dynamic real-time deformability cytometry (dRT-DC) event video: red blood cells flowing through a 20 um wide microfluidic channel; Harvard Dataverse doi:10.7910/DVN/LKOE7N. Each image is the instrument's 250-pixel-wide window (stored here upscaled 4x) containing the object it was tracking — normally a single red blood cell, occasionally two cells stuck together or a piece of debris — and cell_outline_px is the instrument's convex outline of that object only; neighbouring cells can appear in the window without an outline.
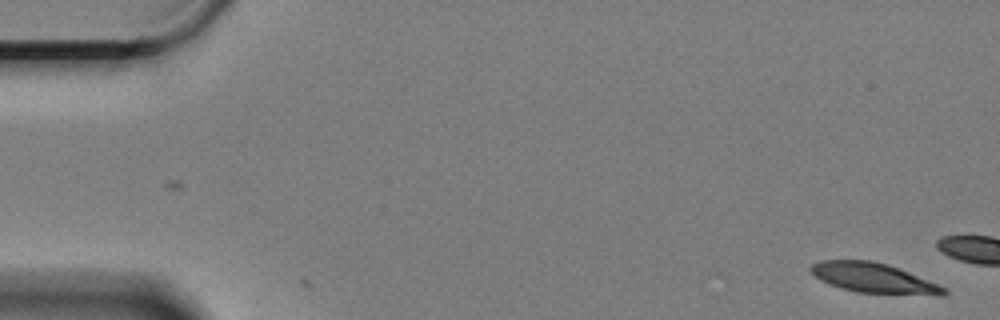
{"species": "Egyptian fruit bat (a non-hibernating species)", "species_latin": "Rousettus aegyptiacus", "temperature_condition": "cold", "stored_images_in_passage": 13, "camera_frame_rate_fps": 3000, "um_per_image_px": 0.085, "animal": {"sex": "female"}, "frame": {"image": 1, "passage_image": 1, "time_ms": 0.0, "image_size_px": [1000, 320], "cell_outline_px": [[948, 292], [944, 296], [936, 296], [856, 292], [840, 288], [828, 284], [820, 280], [808, 268], [812, 264], [820, 260], [872, 260], [888, 264], [948, 288]], "centroid_in_image_um": [74.29, 23.64], "position_along_channel_um": 10.7, "area_um2": 23.47}}